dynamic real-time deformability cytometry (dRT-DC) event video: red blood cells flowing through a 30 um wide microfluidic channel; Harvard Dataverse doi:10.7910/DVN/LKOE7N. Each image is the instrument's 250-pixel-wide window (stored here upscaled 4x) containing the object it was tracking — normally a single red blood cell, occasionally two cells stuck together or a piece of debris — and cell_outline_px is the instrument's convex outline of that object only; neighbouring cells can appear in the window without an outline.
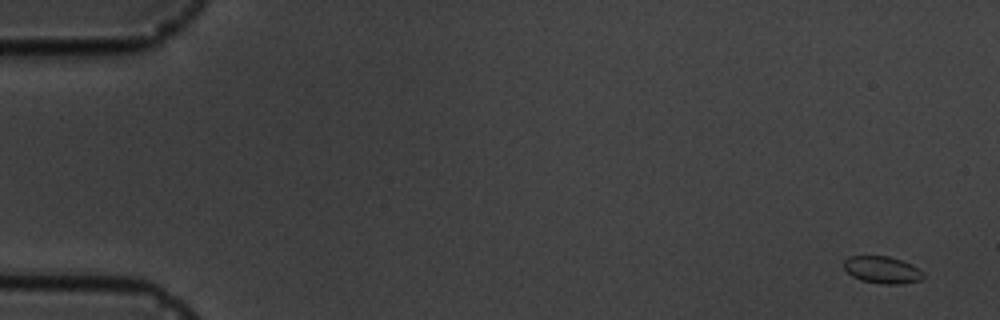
{"species": "common noctule bat (a hibernating species)", "species_latin": "Nyctalus noctula", "temperature_condition": "cold", "stored_images_in_passage": 5, "camera_frame_rate_fps": 3000, "um_per_image_px": 0.085, "animal": {"sex": "male", "body_mass_g": 19.5, "forearm_length_mm": 54.6}, "frame": {"image": 1, "passage_image": 1, "time_ms": 0.0, "image_size_px": [1000, 320], "cell_outline_px": [[924, 276], [920, 280], [900, 284], [880, 284], [860, 280], [852, 276], [844, 268], [844, 260], [848, 256], [888, 256], [912, 264], [924, 272]], "centroid_in_image_um": [74.99, 22.94], "position_along_channel_um": 10.0, "area_um2": 12.6}}